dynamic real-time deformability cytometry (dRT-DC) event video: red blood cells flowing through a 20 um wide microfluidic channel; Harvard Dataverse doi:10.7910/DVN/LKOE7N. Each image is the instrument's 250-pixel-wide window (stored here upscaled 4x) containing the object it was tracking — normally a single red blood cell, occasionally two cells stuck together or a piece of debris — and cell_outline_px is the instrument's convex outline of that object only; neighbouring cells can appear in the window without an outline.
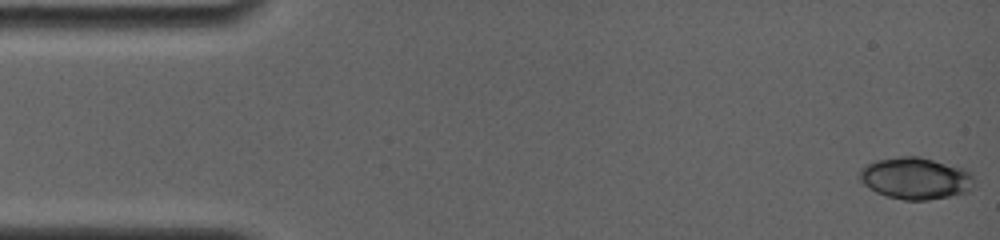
{"species": "common noctule bat (a hibernating species)", "species_latin": "Nyctalus noctula", "temperature_condition": "room temperature", "stored_images_in_passage": 14, "camera_frame_rate_fps": 4000, "um_per_image_px": 0.085, "animal": {"sex": "female", "body_mass_g": 19.0, "forearm_length_mm": 56.7}, "frame": {"image": 1, "passage_image": 1, "time_ms": 0.0, "image_size_px": [1000, 240], "cell_outline_px": [[972, 188], [968, 192], [928, 200], [904, 200], [888, 196], [876, 192], [864, 184], [860, 180], [860, 168], [876, 160], [900, 156], [920, 156], [964, 168], [972, 172]], "centroid_in_image_um": [77.83, 15.15], "position_along_channel_um": 7.2, "area_um2": 27.86}}